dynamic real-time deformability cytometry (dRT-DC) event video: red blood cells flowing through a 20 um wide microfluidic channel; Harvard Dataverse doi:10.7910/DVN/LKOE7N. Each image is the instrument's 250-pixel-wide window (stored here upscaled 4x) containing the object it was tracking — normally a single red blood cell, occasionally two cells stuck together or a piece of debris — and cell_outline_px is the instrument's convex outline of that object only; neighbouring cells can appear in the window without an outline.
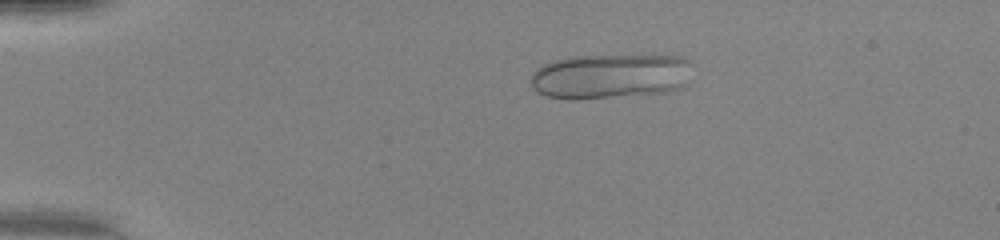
{"species": "human", "species_latin": "Homo sapiens", "temperature_condition": "warm", "stored_images_in_passage": 41, "camera_frame_rate_fps": 3000, "um_per_image_px": 0.085, "donor": {"sex": "female"}, "frame": {"image": 1, "passage_image": 2, "time_ms": 0.333, "image_size_px": [1000, 240], "cell_outline_px": [[696, 64], [684, 88], [664, 92], [580, 100], [568, 100], [548, 96], [536, 92], [532, 84], [532, 72], [536, 68], [552, 60], [568, 56], [684, 56]], "centroid_in_image_um": [51.93, 6.48], "position_along_channel_um": 33.1, "area_um2": 43.12}}
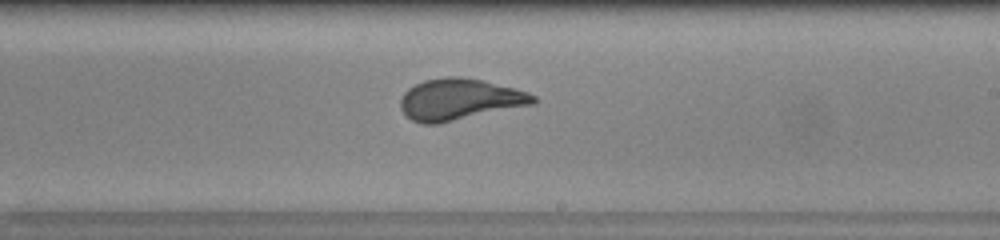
{"frame": {"image": 2, "passage_image": 22, "time_ms": 7.0, "image_size_px": [1000, 240], "cell_outline_px": [[536, 104], [440, 124], [424, 124], [412, 120], [400, 108], [400, 100], [404, 92], [408, 88], [424, 80], [444, 76], [460, 76], [484, 80], [528, 92], [536, 96]], "centroid_in_image_um": [39.08, 8.45], "position_along_channel_um": 249.9, "area_um2": 32.43}}
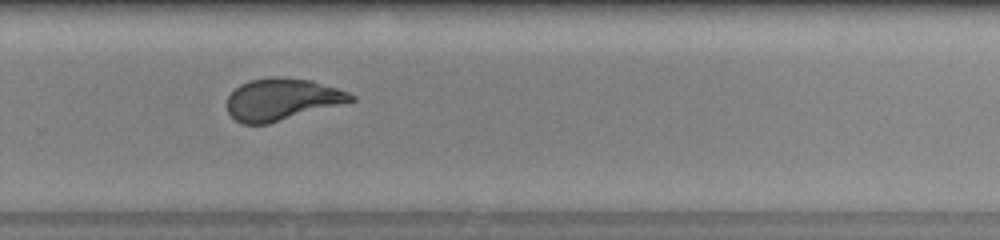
{"frame": {"image": 3, "passage_image": 26, "time_ms": 8.333, "image_size_px": [1000, 240], "cell_outline_px": [[356, 100], [268, 124], [244, 124], [236, 120], [228, 112], [224, 104], [228, 96], [240, 84], [248, 80], [268, 76], [284, 76], [312, 80], [348, 92], [356, 96]], "centroid_in_image_um": [23.92, 8.43], "position_along_channel_um": 305.9, "area_um2": 30.52}, "authors_computed_cell_mechanics": {"area_um2": 31.5588, "velocity_mm_per_s": 4.2045, "shape_relaxation_time_tau1_ms": 9.9635, "shape_relaxation_time_tau2_ms": null, "deformation_change_tau1": 0.2737, "deformation_change_tau2": null}}